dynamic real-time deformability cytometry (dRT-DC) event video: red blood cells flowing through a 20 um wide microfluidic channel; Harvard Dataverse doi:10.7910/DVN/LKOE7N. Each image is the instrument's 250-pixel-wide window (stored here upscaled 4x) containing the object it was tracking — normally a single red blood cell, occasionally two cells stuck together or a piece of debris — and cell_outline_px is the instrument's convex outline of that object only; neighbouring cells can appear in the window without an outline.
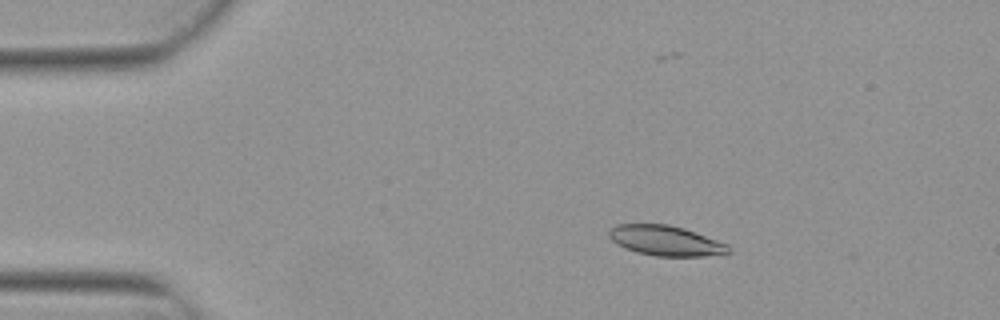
{"species": "Egyptian fruit bat (a non-hibernating species)", "species_latin": "Rousettus aegyptiacus", "temperature_condition": "warm", "stored_images_in_passage": 5, "camera_frame_rate_fps": 3000, "um_per_image_px": 0.085, "animal": {"sex": "female"}, "frame": {"image": 1, "passage_image": 3, "time_ms": 0.667, "image_size_px": [1000, 320], "cell_outline_px": [[732, 252], [728, 256], [656, 256], [636, 252], [624, 248], [616, 244], [608, 236], [608, 232], [616, 224], [668, 224], [684, 228], [728, 244], [732, 248]], "centroid_in_image_um": [56.66, 20.48], "position_along_channel_um": 28.3, "area_um2": 21.39}}
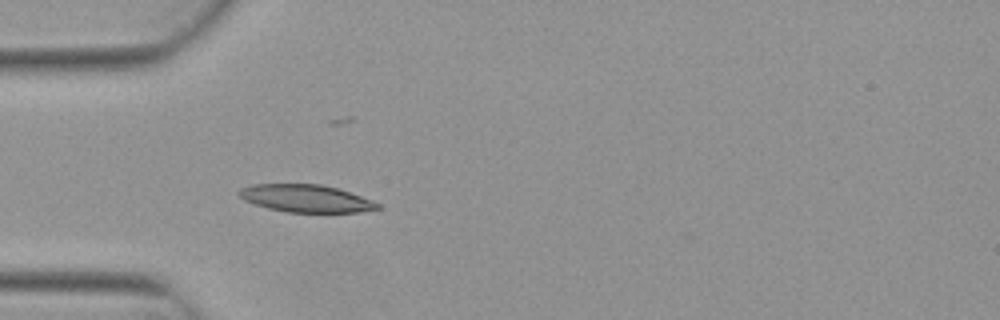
{"frame": {"image": 2, "passage_image": 5, "time_ms": 1.333, "image_size_px": [1000, 320], "cell_outline_px": [[380, 208], [360, 212], [288, 212], [268, 208], [244, 200], [236, 192], [240, 188], [252, 184], [320, 184], [336, 188], [372, 200], [380, 204]], "centroid_in_image_um": [25.98, 16.86], "position_along_channel_um": 59.0, "area_um2": 22.02}}